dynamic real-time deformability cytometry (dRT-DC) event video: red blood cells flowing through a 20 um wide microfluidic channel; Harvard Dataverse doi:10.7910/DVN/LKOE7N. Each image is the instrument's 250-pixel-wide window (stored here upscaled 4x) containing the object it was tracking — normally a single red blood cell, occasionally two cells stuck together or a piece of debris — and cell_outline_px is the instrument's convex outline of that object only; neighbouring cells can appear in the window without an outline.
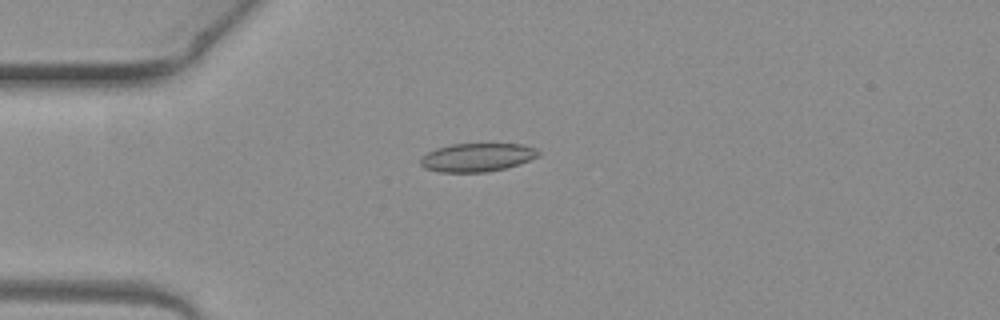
{"species": "common noctule bat (a hibernating species)", "species_latin": "Nyctalus noctula", "temperature_condition": "warm", "stored_images_in_passage": 4, "camera_frame_rate_fps": 3000, "um_per_image_px": 0.085, "animal": {"sex": "female", "body_mass_g": 19.3, "forearm_length_mm": 54.1}, "frame": {"image": 1, "passage_image": 2, "time_ms": 0.333, "image_size_px": [1000, 320], "cell_outline_px": [[540, 156], [520, 164], [504, 168], [484, 172], [440, 172], [424, 168], [420, 164], [420, 160], [428, 152], [436, 148], [452, 144], [524, 144], [536, 148], [540, 152]], "centroid_in_image_um": [40.59, 13.37], "position_along_channel_um": 44.4, "area_um2": 19.54}}
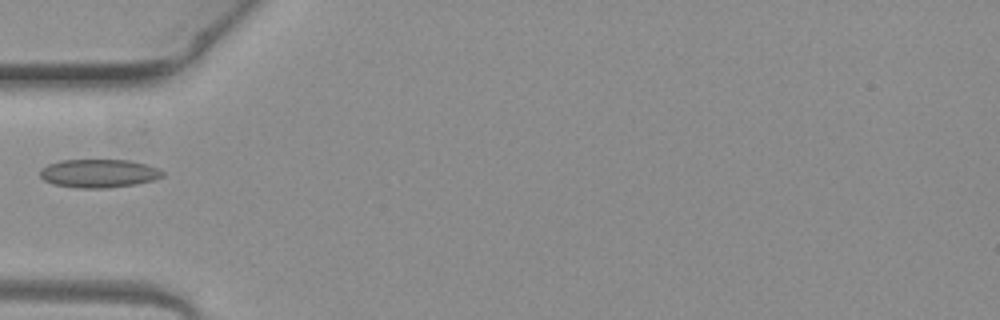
{"frame": {"image": 2, "passage_image": 3, "time_ms": 0.667, "image_size_px": [1000, 320], "cell_outline_px": [[164, 176], [152, 180], [136, 184], [104, 188], [80, 188], [52, 184], [44, 180], [40, 176], [40, 168], [48, 164], [60, 160], [128, 160], [148, 164], [164, 172]], "centroid_in_image_um": [8.38, 14.73], "position_along_channel_um": 76.6, "area_um2": 20.29}}
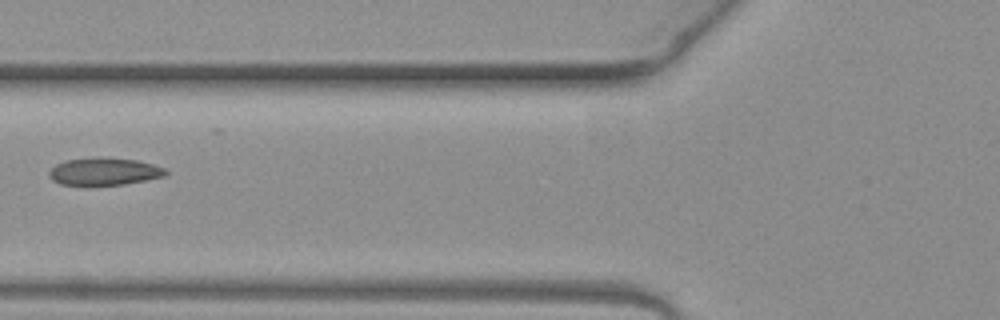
{"frame": {"image": 3, "passage_image": 4, "time_ms": 1.0, "image_size_px": [1000, 320], "cell_outline_px": [[168, 172], [164, 176], [124, 184], [60, 184], [52, 180], [48, 176], [48, 172], [56, 164], [64, 160], [136, 160], [152, 164], [164, 168]], "centroid_in_image_um": [8.84, 14.61], "position_along_channel_um": 117.0, "area_um2": 17.46}}